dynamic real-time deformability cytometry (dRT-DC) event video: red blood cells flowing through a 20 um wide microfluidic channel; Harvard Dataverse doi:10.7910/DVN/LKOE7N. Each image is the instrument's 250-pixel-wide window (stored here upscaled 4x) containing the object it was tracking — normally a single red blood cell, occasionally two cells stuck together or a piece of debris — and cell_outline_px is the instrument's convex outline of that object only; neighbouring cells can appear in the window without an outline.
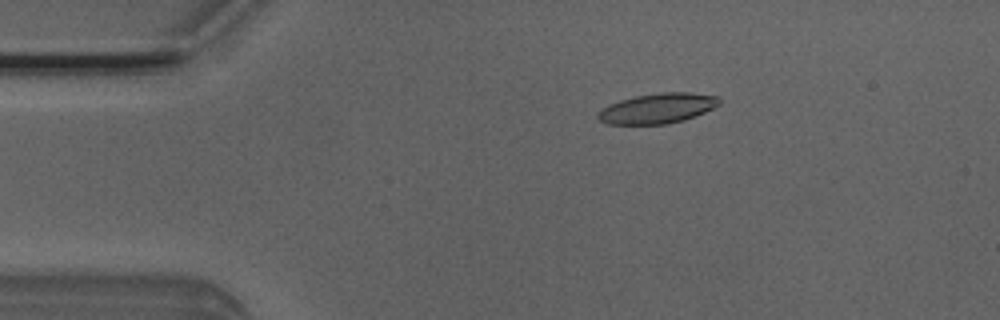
{"species": "Egyptian fruit bat (a non-hibernating species)", "species_latin": "Rousettus aegyptiacus", "temperature_condition": "room temperature", "stored_images_in_passage": 47, "camera_frame_rate_fps": 3000, "um_per_image_px": 0.085, "animal": {"sex": "male"}, "frame": {"image": 1, "passage_image": 5, "time_ms": 1.333, "image_size_px": [1000, 320], "cell_outline_px": [[720, 104], [696, 116], [684, 120], [668, 124], [608, 124], [600, 120], [596, 116], [596, 112], [600, 108], [608, 104], [620, 100], [636, 96], [660, 92], [692, 92], [720, 96]], "centroid_in_image_um": [55.88, 9.2], "position_along_channel_um": 29.1, "area_um2": 21.56}}
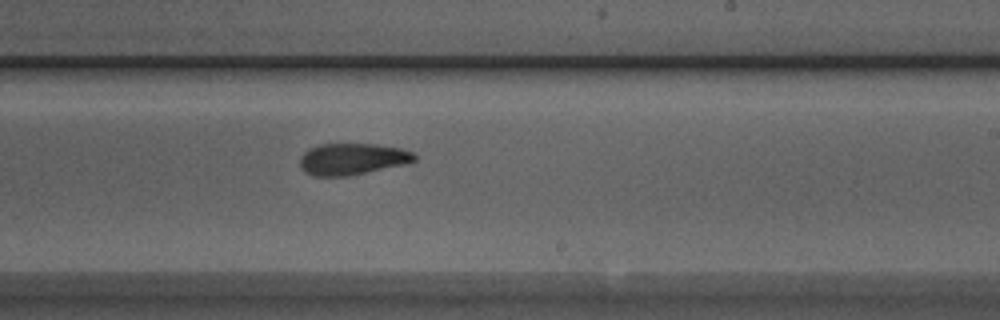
{"frame": {"image": 2, "passage_image": 26, "time_ms": 8.333, "image_size_px": [1000, 320], "cell_outline_px": [[416, 160], [408, 164], [348, 176], [312, 176], [304, 172], [300, 168], [300, 156], [308, 148], [320, 144], [376, 144], [400, 148], [412, 152], [416, 156]], "centroid_in_image_um": [29.93, 13.52], "position_along_channel_um": 259.1, "area_um2": 21.33}}
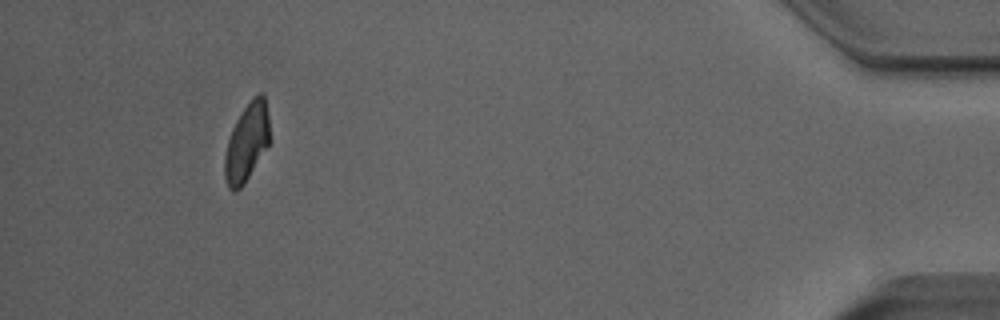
{"frame": {"image": 3, "passage_image": 43, "time_ms": 14.0, "image_size_px": [1000, 320], "cell_outline_px": [[268, 144], [244, 184], [236, 192], [232, 192], [228, 188], [224, 176], [224, 156], [228, 140], [232, 128], [236, 120], [252, 96], [260, 92], [264, 92], [268, 116]], "centroid_in_image_um": [20.94, 12.1], "position_along_channel_um": 414.3, "area_um2": 20.29}, "authors_computed_cell_mechanics": {"area_um2": 21.5016, "velocity_mm_per_s": 4.0117, "shape_relaxation_time_tau1_ms": 6.0436, "shape_relaxation_time_tau2_ms": 2.8755, "deformation_change_tau1": 0.1929, "deformation_change_tau2": 0.0995}}